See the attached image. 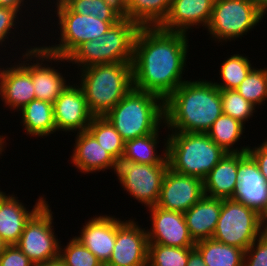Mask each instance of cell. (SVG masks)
I'll return each mask as SVG.
<instances>
[{
    "label": "cell",
    "instance_id": "1",
    "mask_svg": "<svg viewBox=\"0 0 267 266\" xmlns=\"http://www.w3.org/2000/svg\"><path fill=\"white\" fill-rule=\"evenodd\" d=\"M189 37L187 33L168 32L159 26L140 27L134 41L133 88L165 101L189 78H183L190 59Z\"/></svg>",
    "mask_w": 267,
    "mask_h": 266
},
{
    "label": "cell",
    "instance_id": "2",
    "mask_svg": "<svg viewBox=\"0 0 267 266\" xmlns=\"http://www.w3.org/2000/svg\"><path fill=\"white\" fill-rule=\"evenodd\" d=\"M164 113L165 132L207 133L223 114L220 89L212 78H189L164 101Z\"/></svg>",
    "mask_w": 267,
    "mask_h": 266
},
{
    "label": "cell",
    "instance_id": "3",
    "mask_svg": "<svg viewBox=\"0 0 267 266\" xmlns=\"http://www.w3.org/2000/svg\"><path fill=\"white\" fill-rule=\"evenodd\" d=\"M76 82L89 111L104 116L133 88L132 62L85 67L77 73Z\"/></svg>",
    "mask_w": 267,
    "mask_h": 266
},
{
    "label": "cell",
    "instance_id": "4",
    "mask_svg": "<svg viewBox=\"0 0 267 266\" xmlns=\"http://www.w3.org/2000/svg\"><path fill=\"white\" fill-rule=\"evenodd\" d=\"M104 117L126 142L165 126L164 100L132 88Z\"/></svg>",
    "mask_w": 267,
    "mask_h": 266
},
{
    "label": "cell",
    "instance_id": "5",
    "mask_svg": "<svg viewBox=\"0 0 267 266\" xmlns=\"http://www.w3.org/2000/svg\"><path fill=\"white\" fill-rule=\"evenodd\" d=\"M139 28L136 22L121 19L102 36L78 46L67 57V66L70 69V66L76 65L74 67L79 70L93 65L132 62L134 41Z\"/></svg>",
    "mask_w": 267,
    "mask_h": 266
},
{
    "label": "cell",
    "instance_id": "6",
    "mask_svg": "<svg viewBox=\"0 0 267 266\" xmlns=\"http://www.w3.org/2000/svg\"><path fill=\"white\" fill-rule=\"evenodd\" d=\"M51 7L52 9L49 8L46 10L48 15H51V17L47 18V22H51V25H49L52 26V28H50L51 33H49L50 30H48L46 27L44 33L48 35H45V38L49 41V38L52 36L54 38L51 39V42H53L55 38L56 40L55 43L53 42L50 45L46 41L44 43H40L47 52L64 58H67L82 43L97 39L99 36H102L112 25L118 23L101 21L97 17H93L91 15L77 14L73 12L65 3L60 5H52ZM49 11L52 13L54 12L56 16L54 13L52 14ZM53 18L57 21L54 20V22H52ZM54 28L58 37H55L57 35L54 34ZM56 31H58V33Z\"/></svg>",
    "mask_w": 267,
    "mask_h": 266
},
{
    "label": "cell",
    "instance_id": "7",
    "mask_svg": "<svg viewBox=\"0 0 267 266\" xmlns=\"http://www.w3.org/2000/svg\"><path fill=\"white\" fill-rule=\"evenodd\" d=\"M225 153L207 133L168 132L167 160L177 173L203 180Z\"/></svg>",
    "mask_w": 267,
    "mask_h": 266
},
{
    "label": "cell",
    "instance_id": "8",
    "mask_svg": "<svg viewBox=\"0 0 267 266\" xmlns=\"http://www.w3.org/2000/svg\"><path fill=\"white\" fill-rule=\"evenodd\" d=\"M29 41L35 44V46L28 44L27 40V44H24L23 48L20 45L19 50L14 53L15 56L17 53L18 55L20 53L19 57L17 55L15 59L31 74L35 98L53 104L71 82V79H67L71 74L67 72L69 75H66V70L65 74L60 71L61 67H67L64 66V63L67 65L66 62H69V60L53 55L47 52L41 45H37L32 40ZM25 46L26 48H24ZM59 65L60 67H58Z\"/></svg>",
    "mask_w": 267,
    "mask_h": 266
},
{
    "label": "cell",
    "instance_id": "9",
    "mask_svg": "<svg viewBox=\"0 0 267 266\" xmlns=\"http://www.w3.org/2000/svg\"><path fill=\"white\" fill-rule=\"evenodd\" d=\"M262 20L253 0H215L206 35L222 46L242 39Z\"/></svg>",
    "mask_w": 267,
    "mask_h": 266
},
{
    "label": "cell",
    "instance_id": "10",
    "mask_svg": "<svg viewBox=\"0 0 267 266\" xmlns=\"http://www.w3.org/2000/svg\"><path fill=\"white\" fill-rule=\"evenodd\" d=\"M263 233L262 216L233 199H222L213 239L246 250Z\"/></svg>",
    "mask_w": 267,
    "mask_h": 266
},
{
    "label": "cell",
    "instance_id": "11",
    "mask_svg": "<svg viewBox=\"0 0 267 266\" xmlns=\"http://www.w3.org/2000/svg\"><path fill=\"white\" fill-rule=\"evenodd\" d=\"M47 201L26 223L16 246L34 263L59 257L62 242L54 229V213Z\"/></svg>",
    "mask_w": 267,
    "mask_h": 266
},
{
    "label": "cell",
    "instance_id": "12",
    "mask_svg": "<svg viewBox=\"0 0 267 266\" xmlns=\"http://www.w3.org/2000/svg\"><path fill=\"white\" fill-rule=\"evenodd\" d=\"M169 164H138L119 161L115 172L117 181L131 199L144 208L158 203L164 175Z\"/></svg>",
    "mask_w": 267,
    "mask_h": 266
},
{
    "label": "cell",
    "instance_id": "13",
    "mask_svg": "<svg viewBox=\"0 0 267 266\" xmlns=\"http://www.w3.org/2000/svg\"><path fill=\"white\" fill-rule=\"evenodd\" d=\"M117 218L116 241L105 266H147L148 236L137 218Z\"/></svg>",
    "mask_w": 267,
    "mask_h": 266
},
{
    "label": "cell",
    "instance_id": "14",
    "mask_svg": "<svg viewBox=\"0 0 267 266\" xmlns=\"http://www.w3.org/2000/svg\"><path fill=\"white\" fill-rule=\"evenodd\" d=\"M56 133L72 135L88 129L94 115L89 111L83 90L71 81L53 103ZM73 132V133H71Z\"/></svg>",
    "mask_w": 267,
    "mask_h": 266
},
{
    "label": "cell",
    "instance_id": "15",
    "mask_svg": "<svg viewBox=\"0 0 267 266\" xmlns=\"http://www.w3.org/2000/svg\"><path fill=\"white\" fill-rule=\"evenodd\" d=\"M150 221L146 227L148 243H157L172 247H195L191 238L184 213L164 210L152 206L146 210Z\"/></svg>",
    "mask_w": 267,
    "mask_h": 266
},
{
    "label": "cell",
    "instance_id": "16",
    "mask_svg": "<svg viewBox=\"0 0 267 266\" xmlns=\"http://www.w3.org/2000/svg\"><path fill=\"white\" fill-rule=\"evenodd\" d=\"M201 178L177 173L168 167L156 206L185 213L204 196Z\"/></svg>",
    "mask_w": 267,
    "mask_h": 266
},
{
    "label": "cell",
    "instance_id": "17",
    "mask_svg": "<svg viewBox=\"0 0 267 266\" xmlns=\"http://www.w3.org/2000/svg\"><path fill=\"white\" fill-rule=\"evenodd\" d=\"M10 56L13 60L9 58L7 61L0 58V61L8 64L3 65V62H0V101L2 100L4 104L2 106L8 111L10 109L12 114L17 113L36 98L31 74L14 59V54ZM9 60L10 63H8Z\"/></svg>",
    "mask_w": 267,
    "mask_h": 266
},
{
    "label": "cell",
    "instance_id": "18",
    "mask_svg": "<svg viewBox=\"0 0 267 266\" xmlns=\"http://www.w3.org/2000/svg\"><path fill=\"white\" fill-rule=\"evenodd\" d=\"M237 186L231 199L247 205L261 216L267 212V183L257 163L247 153H238Z\"/></svg>",
    "mask_w": 267,
    "mask_h": 266
},
{
    "label": "cell",
    "instance_id": "19",
    "mask_svg": "<svg viewBox=\"0 0 267 266\" xmlns=\"http://www.w3.org/2000/svg\"><path fill=\"white\" fill-rule=\"evenodd\" d=\"M75 143H73L72 154L68 159L80 174H97L108 170L115 174L118 161L106 151L88 131L74 133Z\"/></svg>",
    "mask_w": 267,
    "mask_h": 266
},
{
    "label": "cell",
    "instance_id": "20",
    "mask_svg": "<svg viewBox=\"0 0 267 266\" xmlns=\"http://www.w3.org/2000/svg\"><path fill=\"white\" fill-rule=\"evenodd\" d=\"M82 224L79 234L74 237L105 266L110 260L116 241V215L95 214Z\"/></svg>",
    "mask_w": 267,
    "mask_h": 266
},
{
    "label": "cell",
    "instance_id": "21",
    "mask_svg": "<svg viewBox=\"0 0 267 266\" xmlns=\"http://www.w3.org/2000/svg\"><path fill=\"white\" fill-rule=\"evenodd\" d=\"M214 1L173 0L167 18L159 27L168 32L187 34L192 33L195 28L202 27L205 30L211 18Z\"/></svg>",
    "mask_w": 267,
    "mask_h": 266
},
{
    "label": "cell",
    "instance_id": "22",
    "mask_svg": "<svg viewBox=\"0 0 267 266\" xmlns=\"http://www.w3.org/2000/svg\"><path fill=\"white\" fill-rule=\"evenodd\" d=\"M16 195L9 192L0 199V236L9 246L18 243L26 223L48 200L42 194L29 209Z\"/></svg>",
    "mask_w": 267,
    "mask_h": 266
},
{
    "label": "cell",
    "instance_id": "23",
    "mask_svg": "<svg viewBox=\"0 0 267 266\" xmlns=\"http://www.w3.org/2000/svg\"><path fill=\"white\" fill-rule=\"evenodd\" d=\"M221 208V198L204 195L184 213L190 236L195 243L213 238Z\"/></svg>",
    "mask_w": 267,
    "mask_h": 266
},
{
    "label": "cell",
    "instance_id": "24",
    "mask_svg": "<svg viewBox=\"0 0 267 266\" xmlns=\"http://www.w3.org/2000/svg\"><path fill=\"white\" fill-rule=\"evenodd\" d=\"M238 153H225L203 179L204 194L212 198L230 199L237 186Z\"/></svg>",
    "mask_w": 267,
    "mask_h": 266
},
{
    "label": "cell",
    "instance_id": "25",
    "mask_svg": "<svg viewBox=\"0 0 267 266\" xmlns=\"http://www.w3.org/2000/svg\"><path fill=\"white\" fill-rule=\"evenodd\" d=\"M17 114L20 117L19 123L23 127V133H26L27 137L45 139L52 137L51 134H56L52 103L34 99Z\"/></svg>",
    "mask_w": 267,
    "mask_h": 266
},
{
    "label": "cell",
    "instance_id": "26",
    "mask_svg": "<svg viewBox=\"0 0 267 266\" xmlns=\"http://www.w3.org/2000/svg\"><path fill=\"white\" fill-rule=\"evenodd\" d=\"M161 128H159L156 132L134 138L132 140L126 141L124 145V152L122 155V159L120 161H129L138 164H168L167 160V134L162 141L160 140L162 133ZM161 134V135H160ZM162 141V142H160ZM161 143L163 146H160ZM158 147H163L160 149ZM159 151V152H158Z\"/></svg>",
    "mask_w": 267,
    "mask_h": 266
},
{
    "label": "cell",
    "instance_id": "27",
    "mask_svg": "<svg viewBox=\"0 0 267 266\" xmlns=\"http://www.w3.org/2000/svg\"><path fill=\"white\" fill-rule=\"evenodd\" d=\"M245 131L246 127L243 123L222 114L215 120L207 134L226 153H244L250 146L249 144L240 145L241 140L246 138Z\"/></svg>",
    "mask_w": 267,
    "mask_h": 266
},
{
    "label": "cell",
    "instance_id": "28",
    "mask_svg": "<svg viewBox=\"0 0 267 266\" xmlns=\"http://www.w3.org/2000/svg\"><path fill=\"white\" fill-rule=\"evenodd\" d=\"M173 0H129L122 9L123 18L140 27L160 26L167 18Z\"/></svg>",
    "mask_w": 267,
    "mask_h": 266
},
{
    "label": "cell",
    "instance_id": "29",
    "mask_svg": "<svg viewBox=\"0 0 267 266\" xmlns=\"http://www.w3.org/2000/svg\"><path fill=\"white\" fill-rule=\"evenodd\" d=\"M206 266H244L245 250L229 246L213 238L196 242Z\"/></svg>",
    "mask_w": 267,
    "mask_h": 266
},
{
    "label": "cell",
    "instance_id": "30",
    "mask_svg": "<svg viewBox=\"0 0 267 266\" xmlns=\"http://www.w3.org/2000/svg\"><path fill=\"white\" fill-rule=\"evenodd\" d=\"M222 64L219 66L218 73L220 76L216 80L213 78V84L219 89L235 90L240 83L247 77L250 71L255 67L252 58L238 51L232 55H227ZM220 80V81H219Z\"/></svg>",
    "mask_w": 267,
    "mask_h": 266
},
{
    "label": "cell",
    "instance_id": "31",
    "mask_svg": "<svg viewBox=\"0 0 267 266\" xmlns=\"http://www.w3.org/2000/svg\"><path fill=\"white\" fill-rule=\"evenodd\" d=\"M87 130L118 162L122 159L125 141L104 116H94Z\"/></svg>",
    "mask_w": 267,
    "mask_h": 266
},
{
    "label": "cell",
    "instance_id": "32",
    "mask_svg": "<svg viewBox=\"0 0 267 266\" xmlns=\"http://www.w3.org/2000/svg\"><path fill=\"white\" fill-rule=\"evenodd\" d=\"M65 4L75 13L91 15L101 21L119 22L122 9L111 0H67Z\"/></svg>",
    "mask_w": 267,
    "mask_h": 266
},
{
    "label": "cell",
    "instance_id": "33",
    "mask_svg": "<svg viewBox=\"0 0 267 266\" xmlns=\"http://www.w3.org/2000/svg\"><path fill=\"white\" fill-rule=\"evenodd\" d=\"M235 90L257 109L262 108L267 101V67L255 66Z\"/></svg>",
    "mask_w": 267,
    "mask_h": 266
},
{
    "label": "cell",
    "instance_id": "34",
    "mask_svg": "<svg viewBox=\"0 0 267 266\" xmlns=\"http://www.w3.org/2000/svg\"><path fill=\"white\" fill-rule=\"evenodd\" d=\"M195 247H172L148 243V266H187L190 252Z\"/></svg>",
    "mask_w": 267,
    "mask_h": 266
},
{
    "label": "cell",
    "instance_id": "35",
    "mask_svg": "<svg viewBox=\"0 0 267 266\" xmlns=\"http://www.w3.org/2000/svg\"><path fill=\"white\" fill-rule=\"evenodd\" d=\"M24 17V18H23ZM23 19H25L26 21V18H25V14L21 15L18 11L16 10H13L11 8H7V7H2L0 6V50L2 48V50L0 51L1 54H3V56L7 55V53L5 52L7 50V48H10L11 51L17 49L18 50V46L19 45H16L15 44V48L12 49L11 46L13 47L14 46V43H17L18 41V37L16 39V36H19V39L22 41V42H26L24 41L25 38H23V40L20 38L22 36H25L27 37L26 35H24L21 31L24 30V27H22L21 23L24 21ZM21 21V22H20ZM20 26V27H19ZM19 28H23V29H20ZM17 29V30H16ZM14 30V31H13ZM21 32H19V31ZM18 31V32H17ZM16 33V35H15ZM20 33V35H19ZM18 34V35H17ZM12 35V36H11ZM10 37V38H9ZM12 39L14 40V42L12 41ZM11 45H9L10 42ZM7 42V43H6ZM8 44V45H7ZM13 44V45H12ZM6 45V46H5ZM7 46H10V47H7ZM3 47L4 50H3ZM7 47V48H6ZM3 51V52H2ZM6 53V54H5ZM0 54V58L1 59H5V58H9L10 56H6V57H3L2 55Z\"/></svg>",
    "mask_w": 267,
    "mask_h": 266
},
{
    "label": "cell",
    "instance_id": "36",
    "mask_svg": "<svg viewBox=\"0 0 267 266\" xmlns=\"http://www.w3.org/2000/svg\"><path fill=\"white\" fill-rule=\"evenodd\" d=\"M223 114L240 121L246 126L258 114L257 108L245 100L236 90L220 89Z\"/></svg>",
    "mask_w": 267,
    "mask_h": 266
},
{
    "label": "cell",
    "instance_id": "37",
    "mask_svg": "<svg viewBox=\"0 0 267 266\" xmlns=\"http://www.w3.org/2000/svg\"><path fill=\"white\" fill-rule=\"evenodd\" d=\"M66 245L60 243L59 257L66 266H104L97 257L74 236Z\"/></svg>",
    "mask_w": 267,
    "mask_h": 266
},
{
    "label": "cell",
    "instance_id": "38",
    "mask_svg": "<svg viewBox=\"0 0 267 266\" xmlns=\"http://www.w3.org/2000/svg\"><path fill=\"white\" fill-rule=\"evenodd\" d=\"M244 266H267V235L262 233L245 250Z\"/></svg>",
    "mask_w": 267,
    "mask_h": 266
},
{
    "label": "cell",
    "instance_id": "39",
    "mask_svg": "<svg viewBox=\"0 0 267 266\" xmlns=\"http://www.w3.org/2000/svg\"><path fill=\"white\" fill-rule=\"evenodd\" d=\"M35 264L16 246H8L0 254V266H34Z\"/></svg>",
    "mask_w": 267,
    "mask_h": 266
},
{
    "label": "cell",
    "instance_id": "40",
    "mask_svg": "<svg viewBox=\"0 0 267 266\" xmlns=\"http://www.w3.org/2000/svg\"><path fill=\"white\" fill-rule=\"evenodd\" d=\"M262 140L263 142H260V144L255 143V146H249L247 153L257 163L259 170L267 183V137Z\"/></svg>",
    "mask_w": 267,
    "mask_h": 266
},
{
    "label": "cell",
    "instance_id": "41",
    "mask_svg": "<svg viewBox=\"0 0 267 266\" xmlns=\"http://www.w3.org/2000/svg\"><path fill=\"white\" fill-rule=\"evenodd\" d=\"M35 1V3H34ZM34 1H30V0H0V6L2 7H7V8H11L13 10H16L18 11L21 15L23 13H26L25 16L29 13L30 15H32L31 13H33L34 11H36L37 9H34L32 6H35L36 8V5L38 3H41L43 5V0H37V3H36V0ZM41 1V2H40ZM31 2V3H30ZM29 3V4H28ZM32 4V5H31ZM36 4V5H35ZM27 5V6H26ZM32 8V11L30 13L29 10L30 7ZM27 7V8H26ZM34 9V10H33ZM28 11V12H27Z\"/></svg>",
    "mask_w": 267,
    "mask_h": 266
},
{
    "label": "cell",
    "instance_id": "42",
    "mask_svg": "<svg viewBox=\"0 0 267 266\" xmlns=\"http://www.w3.org/2000/svg\"><path fill=\"white\" fill-rule=\"evenodd\" d=\"M187 266H206L202 255L196 248L190 252Z\"/></svg>",
    "mask_w": 267,
    "mask_h": 266
},
{
    "label": "cell",
    "instance_id": "43",
    "mask_svg": "<svg viewBox=\"0 0 267 266\" xmlns=\"http://www.w3.org/2000/svg\"><path fill=\"white\" fill-rule=\"evenodd\" d=\"M256 4L257 10L261 16V18H265L267 15V0H253Z\"/></svg>",
    "mask_w": 267,
    "mask_h": 266
},
{
    "label": "cell",
    "instance_id": "44",
    "mask_svg": "<svg viewBox=\"0 0 267 266\" xmlns=\"http://www.w3.org/2000/svg\"><path fill=\"white\" fill-rule=\"evenodd\" d=\"M34 266H66V264L60 257H58L48 260L47 262L35 264Z\"/></svg>",
    "mask_w": 267,
    "mask_h": 266
},
{
    "label": "cell",
    "instance_id": "45",
    "mask_svg": "<svg viewBox=\"0 0 267 266\" xmlns=\"http://www.w3.org/2000/svg\"><path fill=\"white\" fill-rule=\"evenodd\" d=\"M47 1H48V3H47ZM43 0L42 2L44 3L43 5L45 6V8H44V6H42L41 8H43V9H45V11L43 10L42 11V9L40 8V4H38V6H39V9L36 11V12H42V16L44 15V13H47L46 12V9L47 8H50V6L53 4V5H60V4H63V3H65L67 0ZM51 4H50V3ZM46 3V4H45ZM47 4H48V6H47ZM50 5V6H49ZM41 9V10H40ZM44 12V13H43Z\"/></svg>",
    "mask_w": 267,
    "mask_h": 266
},
{
    "label": "cell",
    "instance_id": "46",
    "mask_svg": "<svg viewBox=\"0 0 267 266\" xmlns=\"http://www.w3.org/2000/svg\"><path fill=\"white\" fill-rule=\"evenodd\" d=\"M3 134H4V136H3ZM3 134L0 135V158L1 159H2V156L4 155V153H6L5 150L7 149L6 147H7V144H8L6 142L7 139L11 140L10 138H8V136L5 133H3Z\"/></svg>",
    "mask_w": 267,
    "mask_h": 266
},
{
    "label": "cell",
    "instance_id": "47",
    "mask_svg": "<svg viewBox=\"0 0 267 266\" xmlns=\"http://www.w3.org/2000/svg\"><path fill=\"white\" fill-rule=\"evenodd\" d=\"M263 234L267 235V212L262 216Z\"/></svg>",
    "mask_w": 267,
    "mask_h": 266
},
{
    "label": "cell",
    "instance_id": "48",
    "mask_svg": "<svg viewBox=\"0 0 267 266\" xmlns=\"http://www.w3.org/2000/svg\"><path fill=\"white\" fill-rule=\"evenodd\" d=\"M111 1L115 2L121 9H123L129 2V0H111Z\"/></svg>",
    "mask_w": 267,
    "mask_h": 266
},
{
    "label": "cell",
    "instance_id": "49",
    "mask_svg": "<svg viewBox=\"0 0 267 266\" xmlns=\"http://www.w3.org/2000/svg\"><path fill=\"white\" fill-rule=\"evenodd\" d=\"M9 245L5 240L0 236V254L8 247Z\"/></svg>",
    "mask_w": 267,
    "mask_h": 266
},
{
    "label": "cell",
    "instance_id": "50",
    "mask_svg": "<svg viewBox=\"0 0 267 266\" xmlns=\"http://www.w3.org/2000/svg\"><path fill=\"white\" fill-rule=\"evenodd\" d=\"M6 194V191L4 192L1 188H0V199Z\"/></svg>",
    "mask_w": 267,
    "mask_h": 266
}]
</instances>
